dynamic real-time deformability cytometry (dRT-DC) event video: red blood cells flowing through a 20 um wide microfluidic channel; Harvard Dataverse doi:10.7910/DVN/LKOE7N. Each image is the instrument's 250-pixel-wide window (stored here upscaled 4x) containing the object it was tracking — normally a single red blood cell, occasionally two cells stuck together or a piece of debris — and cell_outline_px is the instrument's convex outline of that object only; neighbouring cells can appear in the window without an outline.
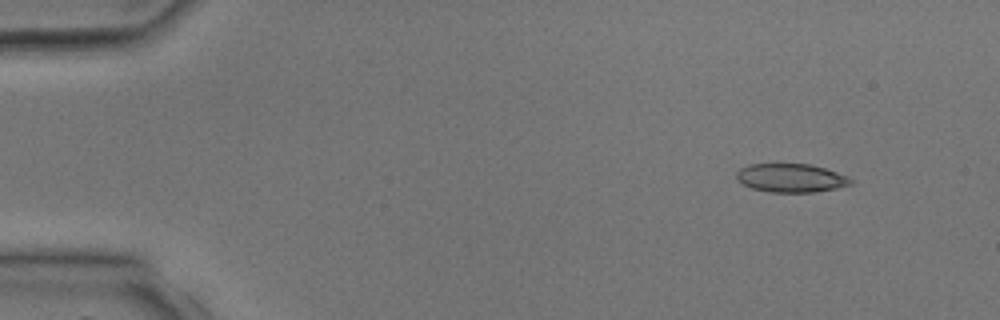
{"species": "common noctule bat (a hibernating species)", "species_latin": "Nyctalus noctula", "temperature_condition": "room temperature", "stored_images_in_passage": 3, "camera_frame_rate_fps": 3000, "um_per_image_px": 0.085, "animal": {"sex": "male", "body_mass_g": 17.9, "forearm_length_mm": 54.2}, "frame": {"image": 1, "passage_image": 1, "time_ms": 0.0, "image_size_px": [1000, 320], "cell_outline_px": [[856, 180], [852, 184], [836, 188], [812, 192], [772, 192], [752, 188], [744, 184], [736, 176], [736, 172], [740, 168], [748, 164], [808, 164], [824, 168], [848, 176]], "centroid_in_image_um": [67.27, 15.12], "position_along_channel_um": 17.7, "area_um2": 18.9}}
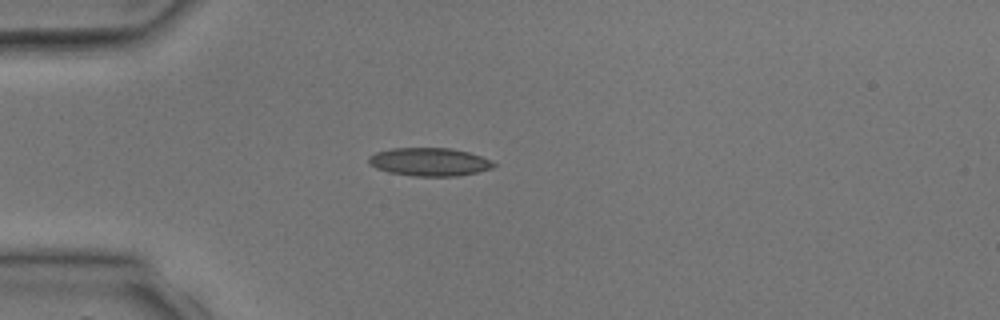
{"frame": {"image": 2, "passage_image": 3, "time_ms": 2.333, "image_size_px": [1000, 320], "cell_outline_px": [[500, 164], [492, 168], [476, 172], [456, 176], [412, 176], [388, 172], [376, 168], [368, 164], [368, 156], [376, 152], [392, 148], [452, 148], [468, 152], [492, 160]], "centroid_in_image_um": [36.5, 13.76], "position_along_channel_um": 48.5, "area_um2": 20.69}}